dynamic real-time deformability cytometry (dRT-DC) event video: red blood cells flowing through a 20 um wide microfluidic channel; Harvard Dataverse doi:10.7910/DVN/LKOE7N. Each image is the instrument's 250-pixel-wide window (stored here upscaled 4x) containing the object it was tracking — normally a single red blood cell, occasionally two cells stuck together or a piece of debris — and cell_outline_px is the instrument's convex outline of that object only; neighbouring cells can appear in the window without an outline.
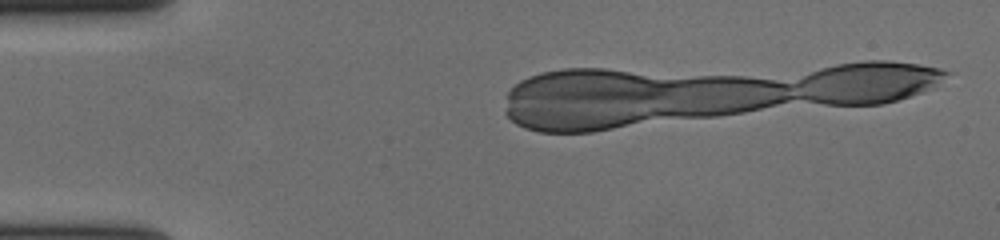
{"species": "human", "species_latin": "Homo sapiens", "temperature_condition": "cold", "stored_images_in_passage": 3, "segment_of_instrument_passage": [3, 3], "camera_frame_rate_fps": 3000, "um_per_image_px": 0.085, "donor": {"sex": "female"}, "frame": {"image": 1, "passage_image": 3, "time_ms": 0.667, "image_size_px": [1000, 240], "cell_outline_px": [[788, 96], [780, 100], [768, 104], [752, 108], [732, 112], [656, 112], [688, 80], [764, 80], [784, 84]], "centroid_in_image_um": [61.52, 8.15], "position_along_channel_um": 23.5, "area_um2": 23.58}}